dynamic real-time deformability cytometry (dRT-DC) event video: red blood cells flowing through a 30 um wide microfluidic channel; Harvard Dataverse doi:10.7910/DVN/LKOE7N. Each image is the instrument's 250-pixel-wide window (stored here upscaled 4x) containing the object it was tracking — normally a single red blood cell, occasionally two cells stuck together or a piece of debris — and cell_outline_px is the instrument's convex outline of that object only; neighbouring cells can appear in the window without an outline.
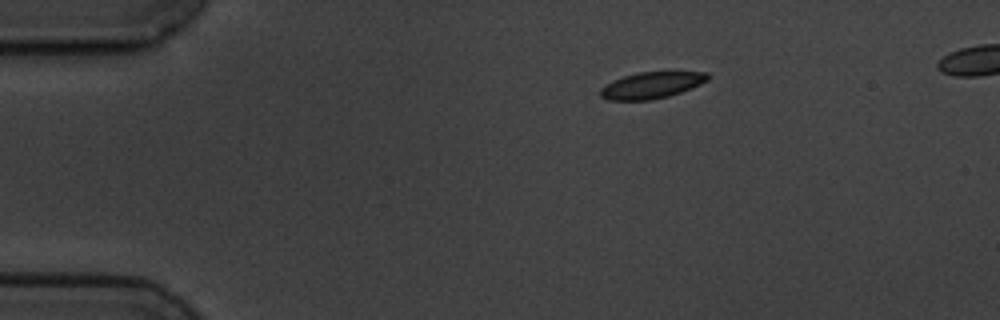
{"species": "common noctule bat (a hibernating species)", "species_latin": "Nyctalus noctula", "temperature_condition": "cold", "stored_images_in_passage": 3, "segment_of_instrument_passage": [1, 2], "camera_frame_rate_fps": 3000, "um_per_image_px": 0.085, "animal": {"sex": "male", "body_mass_g": 19.5, "forearm_length_mm": 54.6}, "frame": {"image": 1, "passage_image": 1, "time_ms": 0.0, "image_size_px": [1000, 320], "cell_outline_px": [[712, 76], [708, 80], [692, 88], [668, 96], [652, 100], [608, 100], [600, 96], [600, 88], [612, 80], [624, 76], [640, 72], [708, 72]], "centroid_in_image_um": [55.39, 7.24], "position_along_channel_um": 29.6, "area_um2": 16.59}}